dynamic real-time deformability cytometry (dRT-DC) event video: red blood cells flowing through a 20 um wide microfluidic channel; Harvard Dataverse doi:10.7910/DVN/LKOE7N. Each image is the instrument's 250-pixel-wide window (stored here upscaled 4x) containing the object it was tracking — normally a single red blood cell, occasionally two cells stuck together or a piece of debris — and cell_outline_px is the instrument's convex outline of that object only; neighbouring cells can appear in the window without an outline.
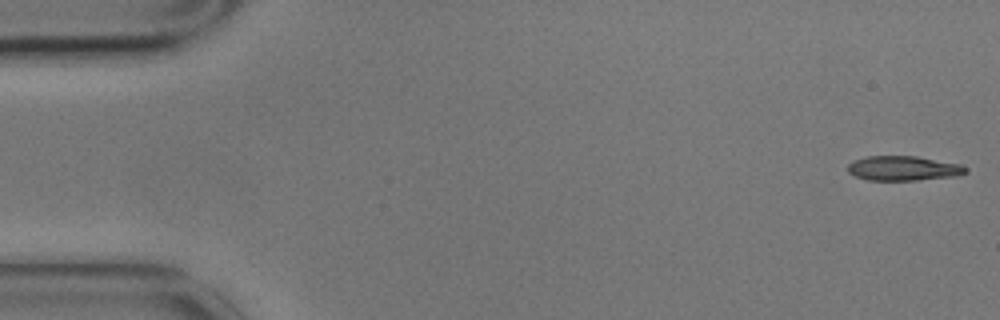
{"species": "common noctule bat (a hibernating species)", "species_latin": "Nyctalus noctula", "temperature_condition": "cold", "stored_images_in_passage": 4, "camera_frame_rate_fps": 3000, "um_per_image_px": 0.085, "animal": {"sex": "male", "body_mass_g": 17.9}, "frame": {"image": 1, "passage_image": 1, "time_ms": 0.0, "image_size_px": [1000, 320], "cell_outline_px": [[968, 172], [956, 176], [916, 180], [868, 180], [856, 176], [848, 172], [848, 164], [852, 160], [868, 156], [916, 156], [960, 164], [968, 168]], "centroid_in_image_um": [76.78, 14.3], "position_along_channel_um": 8.2, "area_um2": 16.94}}
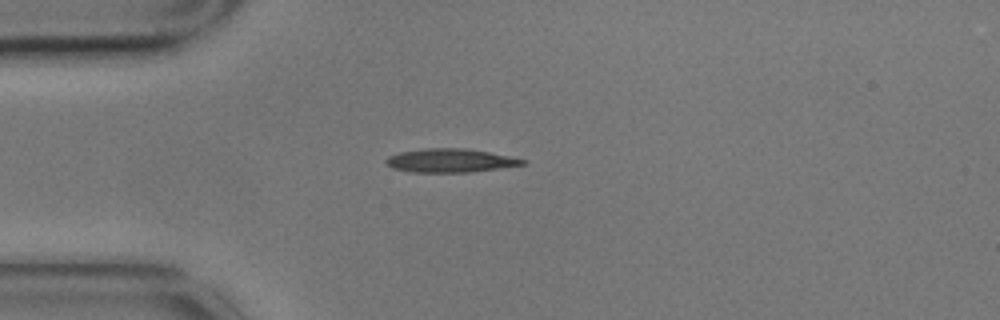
{"frame": {"image": 2, "passage_image": 4, "time_ms": 1.0, "image_size_px": [1000, 320], "cell_outline_px": [[528, 160], [524, 164], [468, 172], [408, 172], [392, 168], [384, 160], [388, 156], [400, 152], [424, 148], [464, 148], [488, 152]], "centroid_in_image_um": [38.2, 13.64], "position_along_channel_um": 46.8, "area_um2": 18.55}}